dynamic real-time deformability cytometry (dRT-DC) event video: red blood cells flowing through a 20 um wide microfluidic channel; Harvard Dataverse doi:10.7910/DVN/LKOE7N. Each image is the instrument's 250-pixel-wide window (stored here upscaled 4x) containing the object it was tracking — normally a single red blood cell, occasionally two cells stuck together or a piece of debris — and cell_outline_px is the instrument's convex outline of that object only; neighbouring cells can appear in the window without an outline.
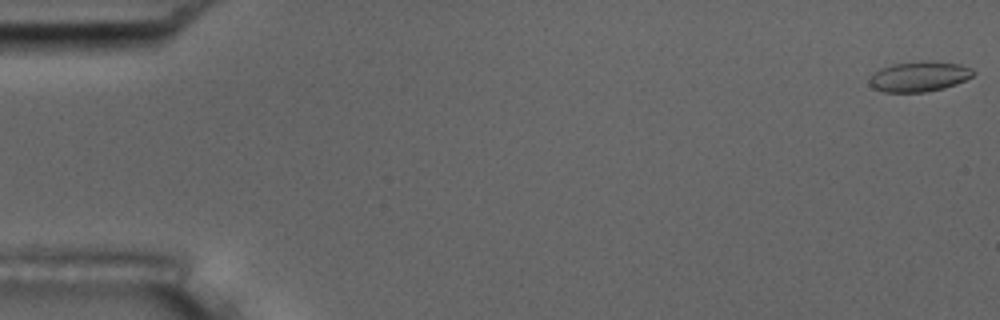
{"species": "common noctule bat (a hibernating species)", "species_latin": "Nyctalus noctula", "temperature_condition": "room temperature", "stored_images_in_passage": 55, "camera_frame_rate_fps": 3000, "um_per_image_px": 0.085, "animal": {"sex": "male", "body_mass_g": 17.5, "forearm_length_mm": 52.3}, "frame": {"image": 1, "passage_image": 1, "time_ms": 0.0, "image_size_px": [1000, 320], "cell_outline_px": [[976, 72], [972, 76], [956, 84], [944, 88], [924, 92], [884, 92], [872, 88], [868, 84], [868, 80], [872, 72], [880, 68], [892, 64], [920, 60], [924, 60], [960, 64], [972, 68]], "centroid_in_image_um": [78.08, 6.49], "position_along_channel_um": 6.9, "area_um2": 18.61}}
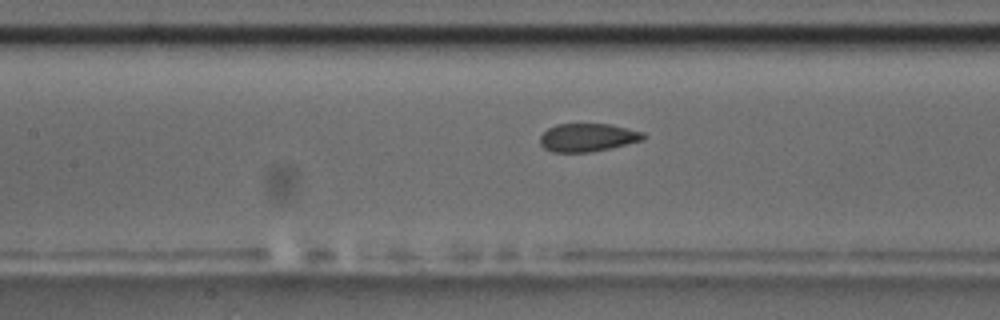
{"frame": {"image": 2, "passage_image": 25, "time_ms": 8.0, "image_size_px": [1000, 320], "cell_outline_px": [[644, 140], [592, 152], [552, 152], [544, 148], [540, 144], [540, 136], [548, 128], [556, 124], [612, 124], [644, 132]], "centroid_in_image_um": [49.94, 11.68], "position_along_channel_um": 157.5, "area_um2": 16.99}}
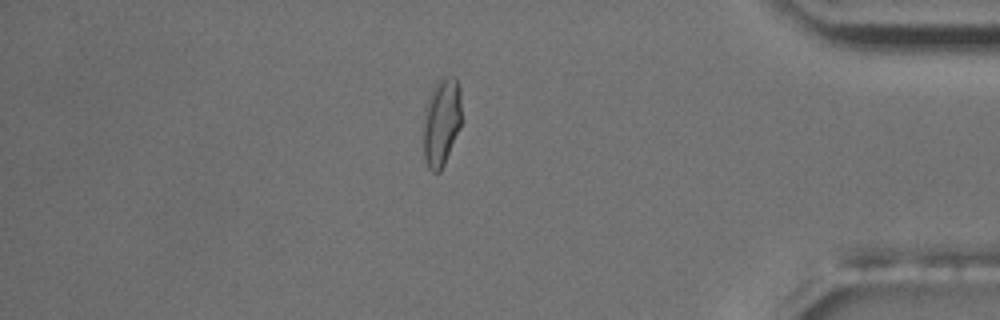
{"frame": {"image": 3, "passage_image": 47, "time_ms": 15.333, "image_size_px": [1000, 320], "cell_outline_px": [[460, 128], [444, 164], [440, 172], [432, 172], [428, 168], [424, 156], [424, 108], [428, 96], [436, 80], [440, 76], [452, 76], [456, 80], [460, 88]], "centroid_in_image_um": [37.51, 10.33], "position_along_channel_um": 397.7, "area_um2": 19.71}, "authors_computed_cell_mechanics": {"area_um2": 18.0336, "velocity_mm_per_s": 3.722, "shape_relaxation_time_tau1_ms": null, "shape_relaxation_time_tau2_ms": 0.9239, "deformation_change_tau1": null, "deformation_change_tau2": 0.0442}}